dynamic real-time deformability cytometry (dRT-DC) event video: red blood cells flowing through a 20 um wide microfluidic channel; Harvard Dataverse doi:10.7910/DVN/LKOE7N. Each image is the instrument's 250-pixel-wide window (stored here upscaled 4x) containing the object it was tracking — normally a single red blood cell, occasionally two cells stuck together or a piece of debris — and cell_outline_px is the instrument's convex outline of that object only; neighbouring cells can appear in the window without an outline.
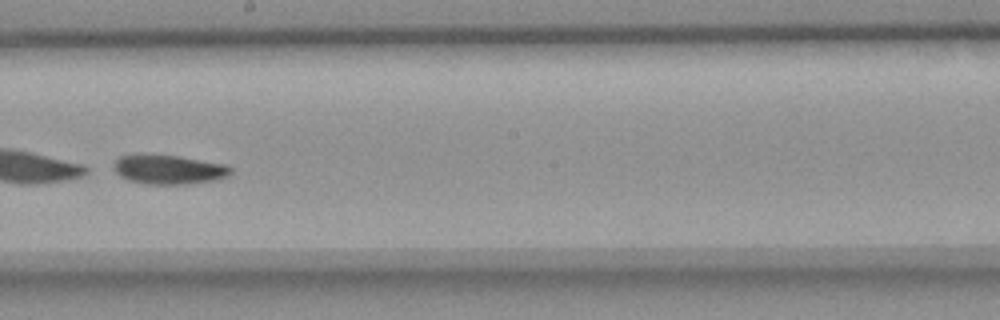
{"species": "common noctule bat (a hibernating species)", "species_latin": "Nyctalus noctula", "temperature_condition": "room temperature", "stored_images_in_passage": 54, "camera_frame_rate_fps": 3000, "um_per_image_px": 0.085, "animal": {"sex": "female", "body_mass_g": 18.4}, "frame": {"image": 1, "passage_image": 31, "time_ms": 10.0, "image_size_px": [1000, 320], "cell_outline_px": [[232, 172], [228, 176], [216, 180], [184, 184], [148, 184], [128, 180], [120, 176], [112, 168], [112, 164], [120, 156], [136, 152], [180, 156], [228, 164], [232, 168]], "centroid_in_image_um": [14.32, 14.37], "position_along_channel_um": 233.9, "area_um2": 20.63}}
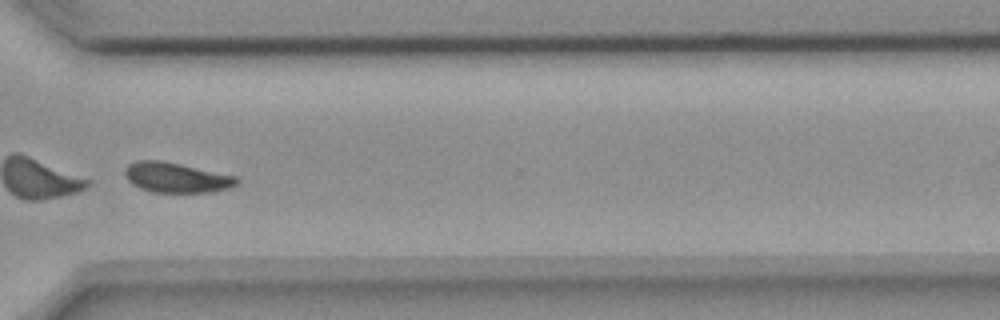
{"frame": {"image": 2, "passage_image": 41, "time_ms": 13.333, "image_size_px": [1000, 320], "cell_outline_px": [[240, 180], [236, 184], [228, 188], [212, 192], [152, 192], [140, 188], [132, 184], [128, 180], [124, 172], [128, 164], [136, 160], [160, 160], [180, 164], [236, 176]], "centroid_in_image_um": [14.97, 15.09], "position_along_channel_um": 355.6, "area_um2": 19.48}}